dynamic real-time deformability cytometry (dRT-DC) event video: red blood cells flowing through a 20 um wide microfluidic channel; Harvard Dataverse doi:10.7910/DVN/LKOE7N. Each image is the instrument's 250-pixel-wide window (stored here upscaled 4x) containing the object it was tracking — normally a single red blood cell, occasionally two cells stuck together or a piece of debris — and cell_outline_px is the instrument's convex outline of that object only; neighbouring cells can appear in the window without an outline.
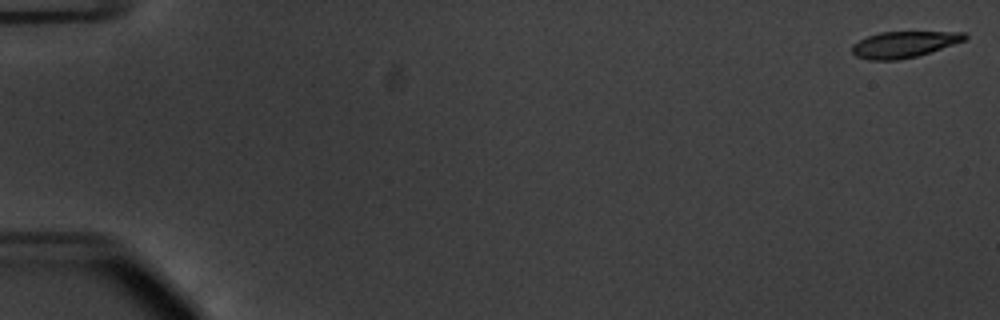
{"species": "common noctule bat (a hibernating species)", "species_latin": "Nyctalus noctula", "temperature_condition": "warm", "stored_images_in_passage": 55, "camera_frame_rate_fps": 3000, "um_per_image_px": 0.085, "animal": {"sex": "male", "body_mass_g": 20.1, "forearm_length_mm": 53.5}, "frame": {"image": 1, "passage_image": 1, "time_ms": 0.0, "image_size_px": [1000, 320], "cell_outline_px": [[968, 36], [964, 40], [916, 56], [896, 60], [868, 60], [856, 56], [852, 52], [852, 44], [868, 36], [880, 32], [964, 32]], "centroid_in_image_um": [76.78, 3.77], "position_along_channel_um": 8.2, "area_um2": 16.88}}
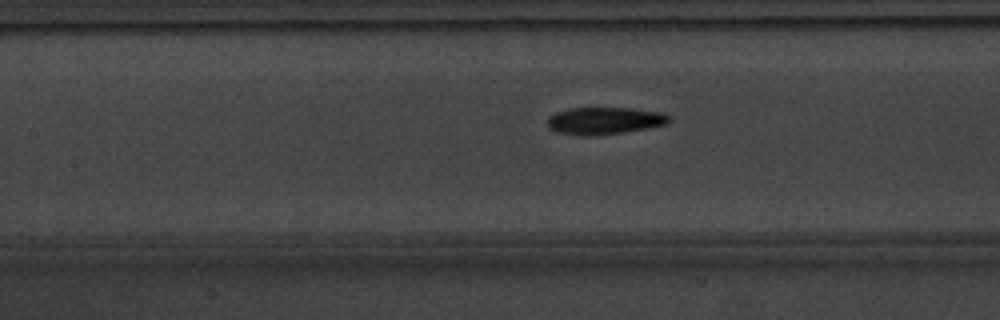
{"frame": {"image": 2, "passage_image": 26, "time_ms": 8.333, "image_size_px": [1000, 320], "cell_outline_px": [[672, 120], [668, 124], [624, 132], [596, 136], [584, 136], [556, 132], [548, 128], [548, 116], [556, 112], [568, 108], [632, 108], [660, 112], [668, 116]], "centroid_in_image_um": [51.36, 10.27], "position_along_channel_um": 156.0, "area_um2": 19.42}}
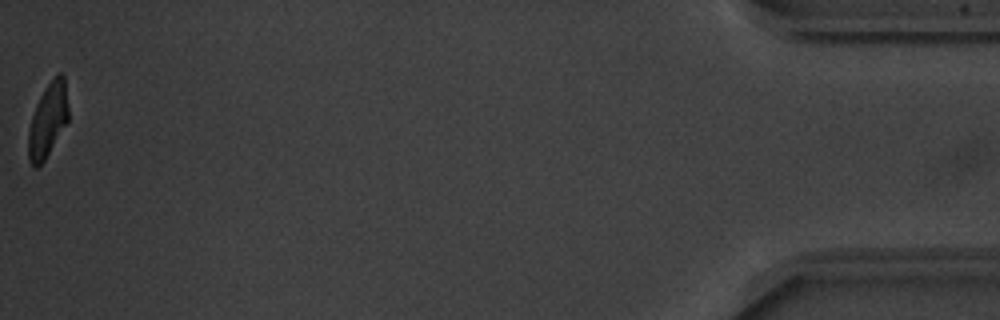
{"frame": {"image": 3, "passage_image": 55, "time_ms": 18.0, "image_size_px": [1000, 320], "cell_outline_px": [[68, 120], [44, 160], [36, 168], [28, 160], [28, 132], [32, 116], [36, 104], [44, 88], [60, 72], [64, 76], [68, 104]], "centroid_in_image_um": [4.06, 10.2], "position_along_channel_um": 431.1, "area_um2": 16.94}, "authors_computed_cell_mechanics": {"area_um2": 18.9584, "velocity_mm_per_s": 3.7513, "shape_relaxation_time_tau1_ms": 3.6167, "shape_relaxation_time_tau2_ms": 2.2828, "deformation_change_tau1": 0.1677, "deformation_change_tau2": 0.0862}}